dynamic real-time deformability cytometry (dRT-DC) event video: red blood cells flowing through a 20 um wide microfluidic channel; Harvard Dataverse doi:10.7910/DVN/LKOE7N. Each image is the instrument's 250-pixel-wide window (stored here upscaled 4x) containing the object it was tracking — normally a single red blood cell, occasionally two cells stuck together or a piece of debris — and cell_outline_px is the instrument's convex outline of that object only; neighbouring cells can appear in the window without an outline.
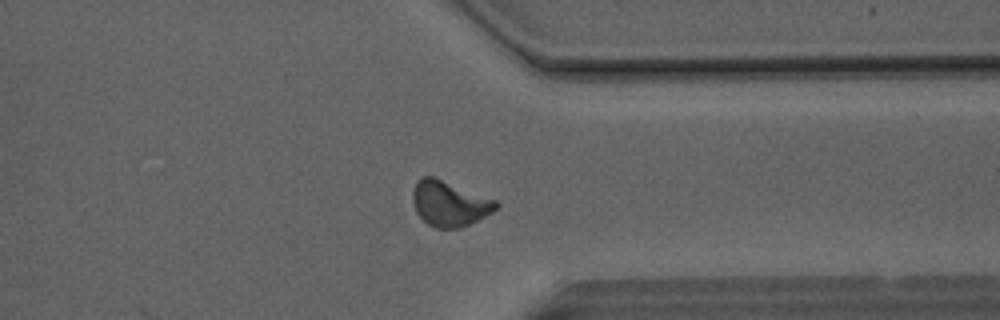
{"species": "Egyptian fruit bat (a non-hibernating species)", "species_latin": "Rousettus aegyptiacus", "temperature_condition": "room temperature", "stored_images_in_passage": 50, "camera_frame_rate_fps": 3000, "um_per_image_px": 0.085, "animal": {"sex": "male"}, "frame": {"image": 1, "passage_image": 39, "time_ms": 12.667, "image_size_px": [1000, 320], "cell_outline_px": [[500, 204], [492, 212], [460, 228], [436, 228], [428, 224], [416, 212], [412, 200], [412, 192], [416, 180], [424, 176], [432, 176], [496, 200]], "centroid_in_image_um": [38.17, 17.29], "position_along_channel_um": 373.2, "area_um2": 21.73}}
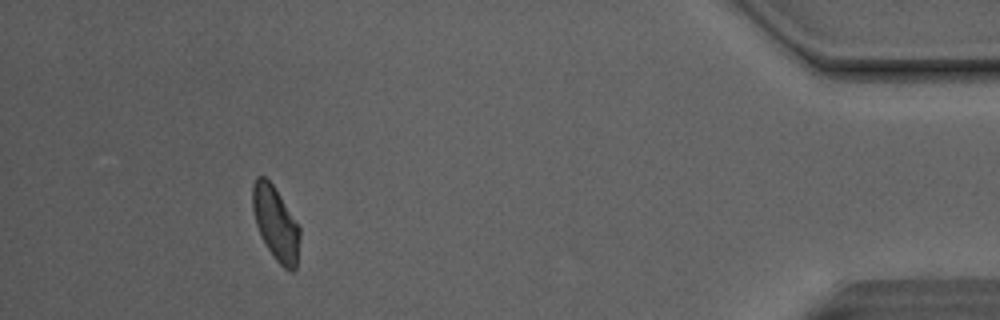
{"frame": {"image": 2, "passage_image": 46, "time_ms": 15.0, "image_size_px": [1000, 320], "cell_outline_px": [[300, 236], [296, 268], [292, 272], [288, 272], [276, 260], [268, 248], [256, 224], [252, 208], [252, 184], [256, 176], [264, 176], [272, 184], [280, 196], [300, 228]], "centroid_in_image_um": [23.43, 18.99], "position_along_channel_um": 411.8, "area_um2": 20.0}, "authors_computed_cell_mechanics": {"area_um2": 21.5305, "velocity_mm_per_s": 4.1349, "shape_relaxation_time_tau1_ms": 6.1587, "shape_relaxation_time_tau2_ms": 3.1337, "deformation_change_tau1": 0.1459, "deformation_change_tau2": 0.0854}}